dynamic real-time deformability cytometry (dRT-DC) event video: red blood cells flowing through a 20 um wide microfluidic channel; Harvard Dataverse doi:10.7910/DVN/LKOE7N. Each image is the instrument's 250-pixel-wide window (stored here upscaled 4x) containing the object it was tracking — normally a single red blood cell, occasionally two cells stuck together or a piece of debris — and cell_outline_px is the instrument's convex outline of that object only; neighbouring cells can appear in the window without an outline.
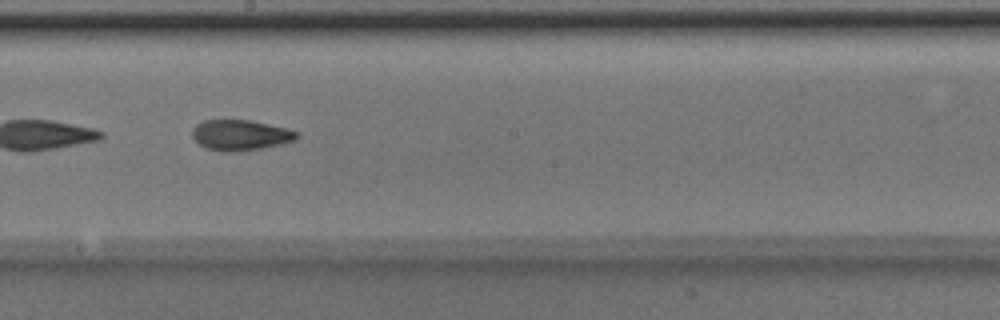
{"species": "Egyptian fruit bat (a non-hibernating species)", "species_latin": "Rousettus aegyptiacus", "temperature_condition": "room temperature", "stored_images_in_passage": 30, "camera_frame_rate_fps": 3000, "um_per_image_px": 0.085, "animal": {"sex": "male"}, "frame": {"image": 1, "passage_image": 13, "time_ms": 4.0, "image_size_px": [1000, 320], "cell_outline_px": [[300, 136], [292, 140], [260, 148], [232, 152], [220, 152], [204, 148], [192, 136], [192, 132], [196, 124], [204, 120], [252, 120], [300, 132]], "centroid_in_image_um": [20.39, 11.48], "position_along_channel_um": 227.8, "area_um2": 18.38}}
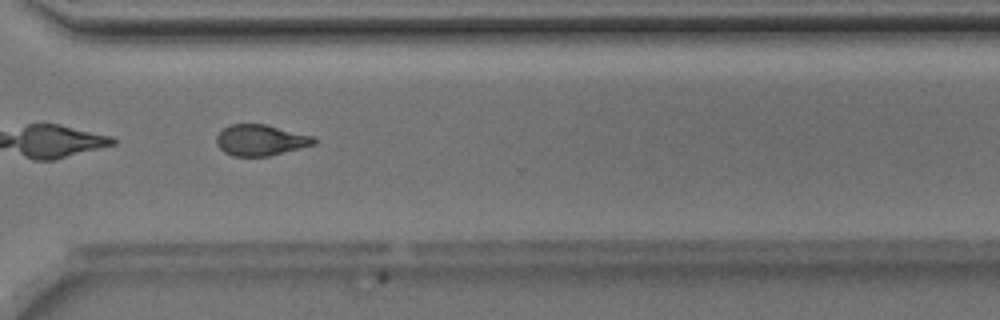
{"frame": {"image": 2, "passage_image": 22, "time_ms": 7.0, "image_size_px": [1000, 320], "cell_outline_px": [[316, 144], [268, 156], [232, 156], [224, 152], [216, 144], [216, 136], [228, 124], [264, 124], [312, 136], [316, 140]], "centroid_in_image_um": [22.11, 11.91], "position_along_channel_um": 348.5, "area_um2": 17.46}, "authors_computed_cell_mechanics": {"area_um2": 18.0914, "velocity_mm_per_s": 4.0279, "shape_relaxation_time_tau1_ms": 4.2602, "shape_relaxation_time_tau2_ms": 2.5028, "deformation_change_tau1": 0.1718, "deformation_change_tau2": 0.102}}